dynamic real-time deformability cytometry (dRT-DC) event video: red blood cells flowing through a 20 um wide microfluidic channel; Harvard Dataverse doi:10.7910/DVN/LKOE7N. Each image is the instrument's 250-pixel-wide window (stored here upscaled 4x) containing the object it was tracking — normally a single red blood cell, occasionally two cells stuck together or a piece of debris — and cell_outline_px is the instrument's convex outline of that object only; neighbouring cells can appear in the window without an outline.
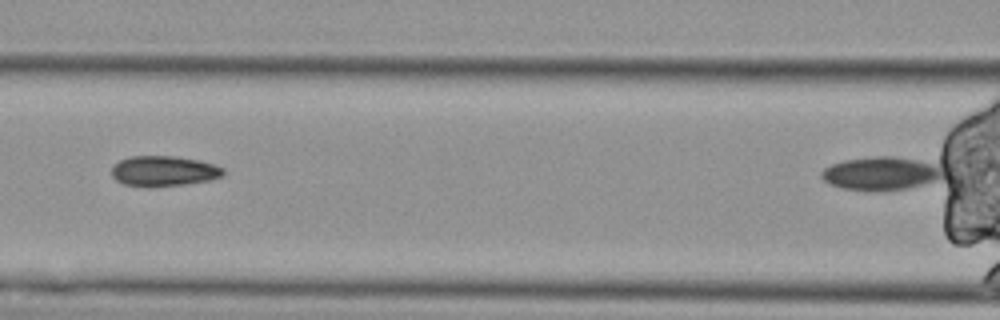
{"species": "Egyptian fruit bat (a non-hibernating species)", "species_latin": "Rousettus aegyptiacus", "temperature_condition": "cold", "stored_images_in_passage": 13, "segment_of_instrument_passage": [2, 2], "camera_frame_rate_fps": 3000, "um_per_image_px": 0.085, "animal": {"sex": "female"}, "frame": {"image": 1, "passage_image": 13, "time_ms": 4.0, "image_size_px": [1000, 320], "cell_outline_px": [[948, 172], [940, 180], [908, 188], [844, 188], [832, 184], [824, 180], [820, 176], [820, 172], [824, 168], [832, 164], [844, 160], [876, 156], [896, 156], [936, 164]], "centroid_in_image_um": [74.96, 14.69], "position_along_channel_um": 91.6, "area_um2": 23.0}}